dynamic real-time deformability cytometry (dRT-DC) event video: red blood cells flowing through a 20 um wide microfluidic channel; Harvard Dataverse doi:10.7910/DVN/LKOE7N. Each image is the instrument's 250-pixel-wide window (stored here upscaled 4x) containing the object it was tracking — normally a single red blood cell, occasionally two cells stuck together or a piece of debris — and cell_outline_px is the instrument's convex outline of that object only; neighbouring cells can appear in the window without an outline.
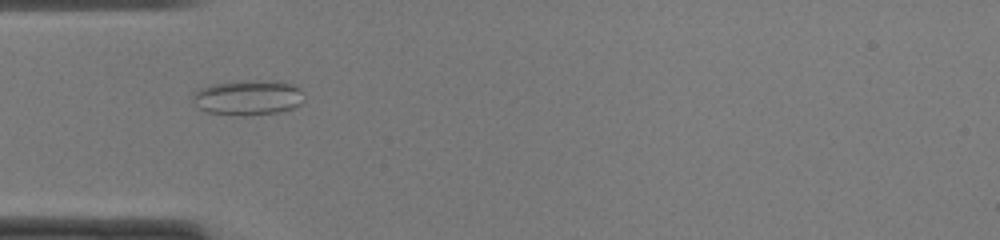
{"species": "common noctule bat (a hibernating species)", "species_latin": "Nyctalus noctula", "temperature_condition": "cold", "stored_images_in_passage": 49, "camera_frame_rate_fps": 3000, "um_per_image_px": 0.085, "animal": {"sex": "female", "body_mass_g": 22.0, "forearm_length_mm": 56.7}, "frame": {"image": 1, "passage_image": 15, "time_ms": 4.667, "image_size_px": [1000, 240], "cell_outline_px": [[304, 100], [300, 104], [292, 108], [280, 112], [244, 116], [240, 116], [204, 112], [192, 100], [192, 96], [196, 88], [212, 84], [236, 80], [256, 80], [292, 84], [300, 88]], "centroid_in_image_um": [21.02, 8.3], "position_along_channel_um": 64.0, "area_um2": 23.06}}
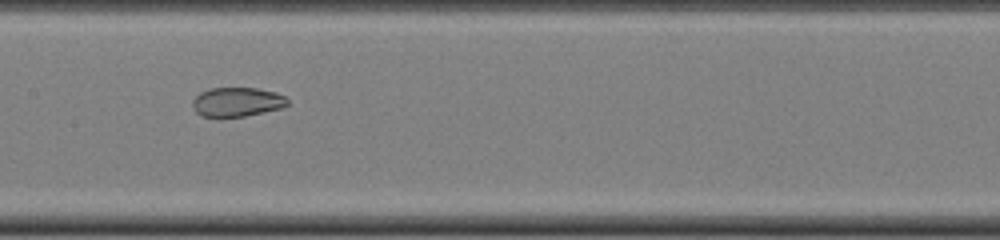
{"frame": {"image": 2, "passage_image": 24, "time_ms": 7.667, "image_size_px": [1000, 240], "cell_outline_px": [[288, 104], [280, 108], [244, 116], [200, 116], [192, 108], [192, 100], [200, 92], [208, 88], [256, 88], [276, 92], [284, 96], [288, 100]], "centroid_in_image_um": [20.11, 8.65], "position_along_channel_um": 187.3, "area_um2": 16.07}}
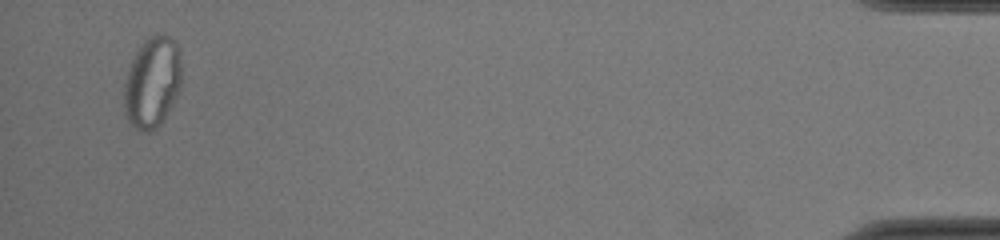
{"frame": {"image": 3, "passage_image": 47, "time_ms": 15.333, "image_size_px": [1000, 240], "cell_outline_px": [[180, 88], [164, 120], [156, 128], [148, 132], [140, 132], [128, 120], [124, 104], [124, 84], [128, 68], [140, 44], [148, 36], [160, 32], [168, 36], [176, 44], [180, 52]], "centroid_in_image_um": [12.93, 6.98], "position_along_channel_um": 422.3, "area_um2": 30.52}, "authors_computed_cell_mechanics": {"area_um2": 22.5998, "velocity_mm_per_s": 4.1246, "shape_relaxation_time_tau1_ms": null, "shape_relaxation_time_tau2_ms": 1.389, "deformation_change_tau1": null, "deformation_change_tau2": 0.048}}